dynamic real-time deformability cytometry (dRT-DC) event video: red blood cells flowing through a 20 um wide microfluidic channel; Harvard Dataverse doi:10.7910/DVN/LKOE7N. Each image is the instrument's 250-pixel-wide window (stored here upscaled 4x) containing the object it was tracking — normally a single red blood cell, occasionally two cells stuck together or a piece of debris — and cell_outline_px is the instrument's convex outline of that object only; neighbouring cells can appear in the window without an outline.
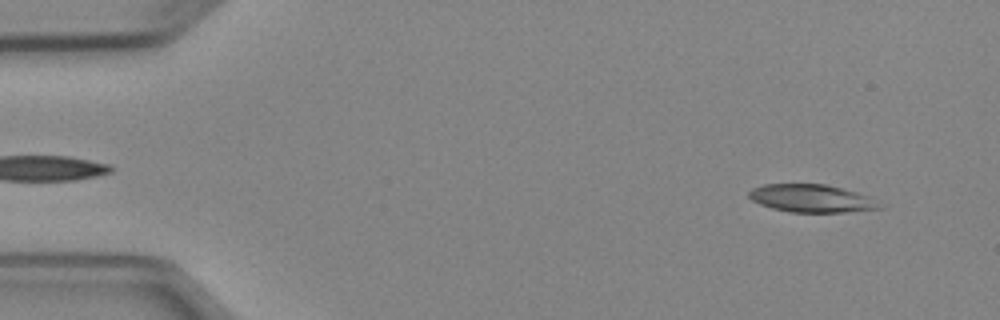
{"species": "Egyptian fruit bat (a non-hibernating species)", "species_latin": "Rousettus aegyptiacus", "temperature_condition": "cold", "stored_images_in_passage": 3, "camera_frame_rate_fps": 3000, "um_per_image_px": 0.085, "animal": {"sex": "female"}, "frame": {"image": 1, "passage_image": 1, "time_ms": 0.0, "image_size_px": [1000, 320], "cell_outline_px": [[884, 208], [844, 212], [788, 212], [772, 208], [760, 204], [752, 200], [748, 196], [748, 192], [752, 188], [764, 184], [828, 184], [856, 192], [868, 196], [884, 204]], "centroid_in_image_um": [69.0, 16.86], "position_along_channel_um": 16.0, "area_um2": 21.33}}
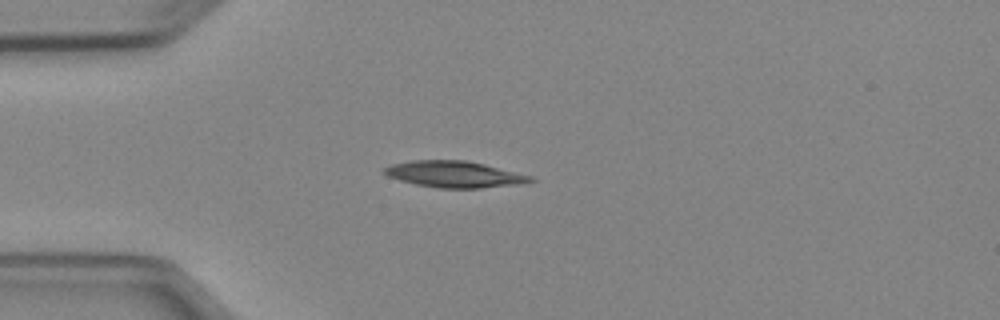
{"frame": {"image": 2, "passage_image": 3, "time_ms": 3.0, "image_size_px": [1000, 320], "cell_outline_px": [[536, 180], [524, 184], [480, 188], [440, 188], [416, 184], [400, 180], [388, 176], [384, 172], [384, 168], [392, 164], [412, 160], [468, 160], [532, 176]], "centroid_in_image_um": [38.67, 14.81], "position_along_channel_um": 46.3, "area_um2": 22.43}}